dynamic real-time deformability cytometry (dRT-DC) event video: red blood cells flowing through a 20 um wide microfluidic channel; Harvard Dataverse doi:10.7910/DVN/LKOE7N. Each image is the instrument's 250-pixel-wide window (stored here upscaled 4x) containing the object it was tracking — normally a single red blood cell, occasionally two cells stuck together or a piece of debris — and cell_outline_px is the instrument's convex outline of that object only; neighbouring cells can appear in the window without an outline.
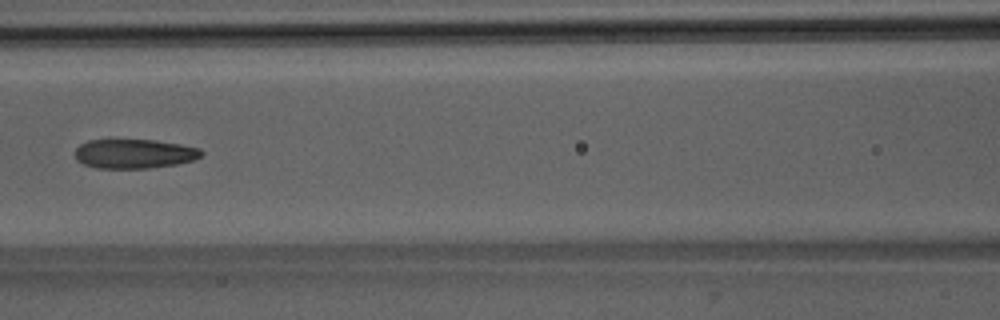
{"species": "Egyptian fruit bat (a non-hibernating species)", "species_latin": "Rousettus aegyptiacus", "temperature_condition": "room temperature", "stored_images_in_passage": 8, "camera_frame_rate_fps": 3000, "um_per_image_px": 0.085, "animal": {"sex": "male"}, "frame": {"image": 1, "passage_image": 7, "time_ms": 7.0, "image_size_px": [1000, 320], "cell_outline_px": [[204, 152], [196, 160], [176, 164], [148, 168], [96, 168], [84, 164], [76, 160], [76, 148], [80, 144], [88, 140], [156, 140], [180, 144], [200, 148]], "centroid_in_image_um": [11.43, 13.07], "position_along_channel_um": 155.2, "area_um2": 21.62}}